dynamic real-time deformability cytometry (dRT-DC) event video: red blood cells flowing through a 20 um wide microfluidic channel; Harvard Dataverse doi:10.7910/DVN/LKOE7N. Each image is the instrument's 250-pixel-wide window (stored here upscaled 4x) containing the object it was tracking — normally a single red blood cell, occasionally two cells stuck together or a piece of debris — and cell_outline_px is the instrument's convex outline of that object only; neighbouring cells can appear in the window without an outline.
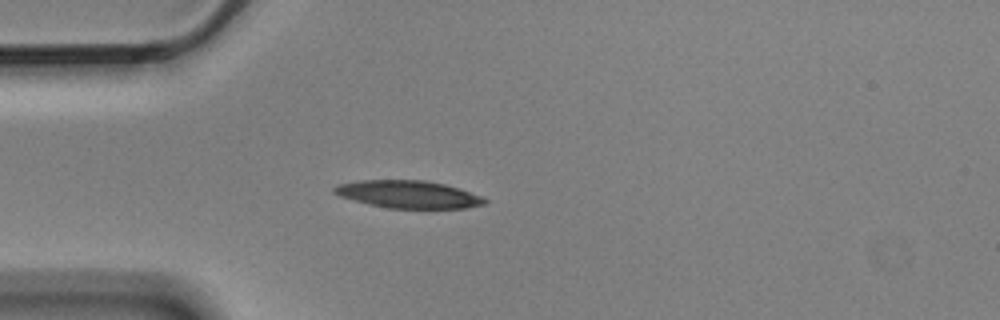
{"species": "Egyptian fruit bat (a non-hibernating species)", "species_latin": "Rousettus aegyptiacus", "temperature_condition": "cold", "stored_images_in_passage": 6, "camera_frame_rate_fps": 3000, "um_per_image_px": 0.085, "animal": {"sex": "male"}, "frame": {"image": 1, "passage_image": 5, "time_ms": 1.333, "image_size_px": [1000, 320], "cell_outline_px": [[488, 200], [484, 204], [464, 208], [388, 208], [368, 204], [340, 196], [332, 192], [332, 188], [340, 184], [360, 180], [424, 180], [444, 184], [460, 188], [480, 196]], "centroid_in_image_um": [34.69, 16.51], "position_along_channel_um": 50.3, "area_um2": 23.99}}